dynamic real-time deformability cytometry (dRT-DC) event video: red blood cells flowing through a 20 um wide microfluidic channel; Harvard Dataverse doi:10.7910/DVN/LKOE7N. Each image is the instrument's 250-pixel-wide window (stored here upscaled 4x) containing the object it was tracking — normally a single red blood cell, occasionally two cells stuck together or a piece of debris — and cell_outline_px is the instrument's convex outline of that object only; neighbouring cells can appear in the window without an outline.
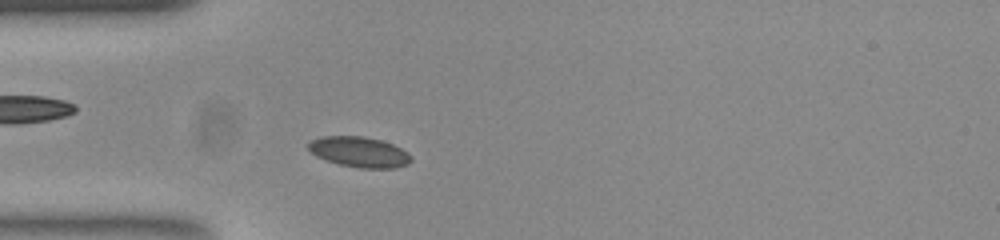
{"species": "common noctule bat (a hibernating species)", "species_latin": "Nyctalus noctula", "temperature_condition": "room temperature", "stored_images_in_passage": 43, "camera_frame_rate_fps": 3000, "um_per_image_px": 0.085, "animal": {"sex": "female", "body_mass_g": 23.0, "forearm_length_mm": 53.4}, "frame": {"image": 1, "passage_image": 4, "time_ms": 1.0, "image_size_px": [1000, 240], "cell_outline_px": [[412, 160], [408, 164], [396, 168], [360, 168], [340, 164], [316, 156], [308, 148], [308, 144], [312, 140], [324, 136], [364, 136], [380, 140], [392, 144], [408, 152], [412, 156]], "centroid_in_image_um": [30.58, 12.92], "position_along_channel_um": 54.4, "area_um2": 18.09}}
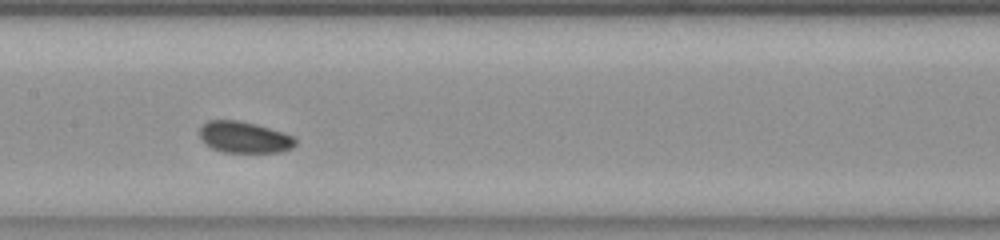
{"frame": {"image": 2, "passage_image": 15, "time_ms": 4.667, "image_size_px": [1000, 240], "cell_outline_px": [[296, 144], [292, 148], [280, 152], [224, 152], [212, 148], [204, 144], [200, 136], [200, 128], [208, 120], [236, 120], [256, 124], [284, 132], [296, 136]], "centroid_in_image_um": [20.79, 11.67], "position_along_channel_um": 186.6, "area_um2": 17.63}}
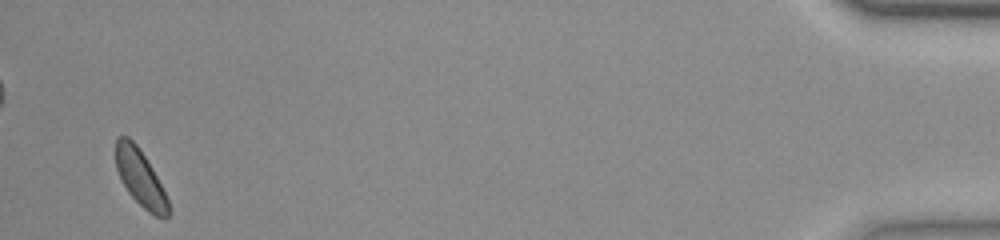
{"frame": {"image": 3, "passage_image": 41, "time_ms": 13.333, "image_size_px": [1000, 240], "cell_outline_px": [[168, 216], [164, 220], [148, 212], [128, 192], [120, 180], [116, 168], [116, 136], [128, 136], [136, 144], [152, 168], [168, 200]], "centroid_in_image_um": [11.9, 15.12], "position_along_channel_um": 423.3, "area_um2": 17.05}, "authors_computed_cell_mechanics": {"area_um2": 17.629, "velocity_mm_per_s": 3.7408, "shape_relaxation_time_tau1_ms": 1.4244, "shape_relaxation_time_tau2_ms": 4.8468, "deformation_change_tau1": 0.0383, "deformation_change_tau2": 0.0687}}